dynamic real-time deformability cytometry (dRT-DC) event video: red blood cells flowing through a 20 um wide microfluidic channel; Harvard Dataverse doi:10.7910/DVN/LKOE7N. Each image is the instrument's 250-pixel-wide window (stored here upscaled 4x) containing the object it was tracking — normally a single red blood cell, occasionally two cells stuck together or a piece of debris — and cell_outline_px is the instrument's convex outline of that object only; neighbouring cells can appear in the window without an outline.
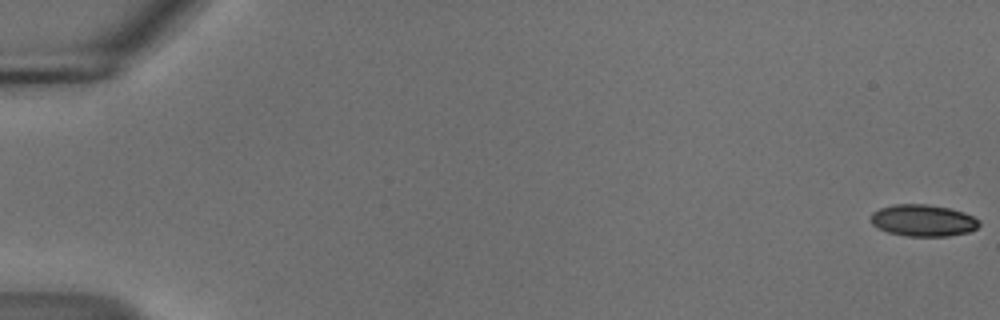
{"species": "common noctule bat (a hibernating species)", "species_latin": "Nyctalus noctula", "temperature_condition": "cold", "stored_images_in_passage": 19, "camera_frame_rate_fps": 3000, "um_per_image_px": 0.085, "animal": {"sex": "male", "body_mass_g": 18.8}, "frame": {"image": 1, "passage_image": 1, "time_ms": 0.0, "image_size_px": [1000, 320], "cell_outline_px": [[976, 228], [964, 232], [940, 236], [916, 236], [892, 232], [876, 224], [872, 220], [872, 216], [876, 212], [884, 208], [904, 204], [912, 204], [944, 208], [960, 212], [972, 216], [976, 220]], "centroid_in_image_um": [78.49, 18.74], "position_along_channel_um": 6.5, "area_um2": 18.15}}
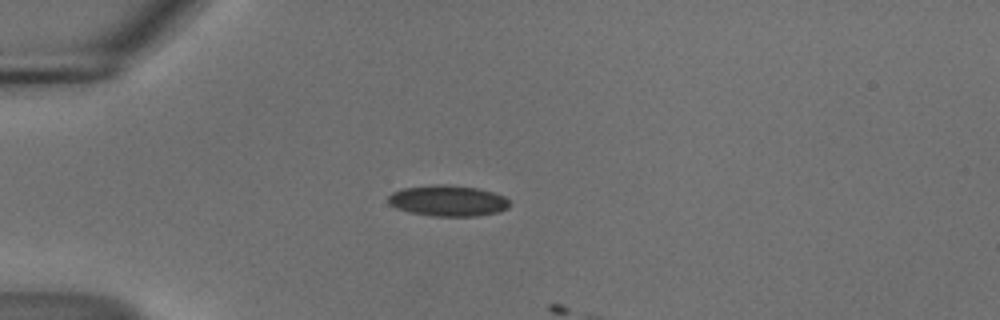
{"frame": {"image": 2, "passage_image": 16, "time_ms": 5.0, "image_size_px": [1000, 320], "cell_outline_px": [[508, 204], [504, 208], [492, 212], [464, 216], [448, 216], [416, 212], [392, 204], [388, 200], [396, 192], [408, 188], [472, 188], [488, 192], [500, 196], [508, 200]], "centroid_in_image_um": [38.12, 17.1], "position_along_channel_um": 46.9, "area_um2": 18.84}}